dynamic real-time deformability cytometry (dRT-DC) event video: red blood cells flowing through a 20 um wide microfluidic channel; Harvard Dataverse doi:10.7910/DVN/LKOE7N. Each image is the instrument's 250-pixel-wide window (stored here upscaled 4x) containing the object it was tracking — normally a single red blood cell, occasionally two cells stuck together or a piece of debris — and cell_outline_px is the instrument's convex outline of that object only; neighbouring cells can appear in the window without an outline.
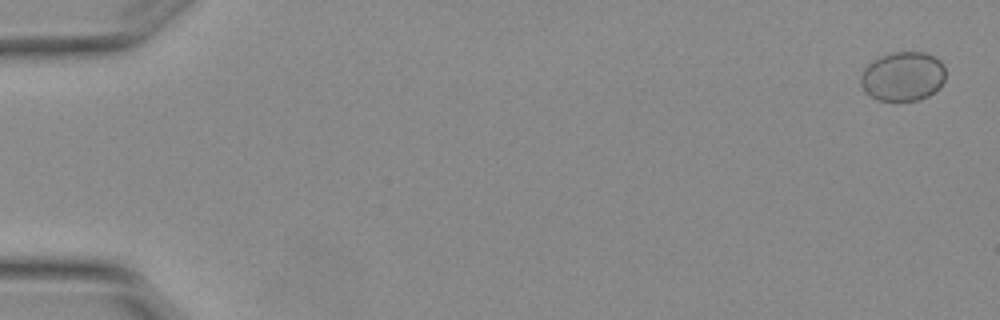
{"species": "Egyptian fruit bat (a non-hibernating species)", "species_latin": "Rousettus aegyptiacus", "temperature_condition": "warm", "stored_images_in_passage": 5, "camera_frame_rate_fps": 3000, "um_per_image_px": 0.085, "animal": {"sex": "female"}, "frame": {"image": 1, "passage_image": 1, "time_ms": 0.0, "image_size_px": [1000, 320], "cell_outline_px": [[944, 80], [940, 88], [936, 92], [920, 100], [876, 100], [868, 96], [864, 92], [860, 84], [860, 76], [864, 68], [872, 60], [880, 56], [892, 52], [924, 52], [940, 60], [944, 64]], "centroid_in_image_um": [76.72, 6.5], "position_along_channel_um": 8.3, "area_um2": 24.74}}
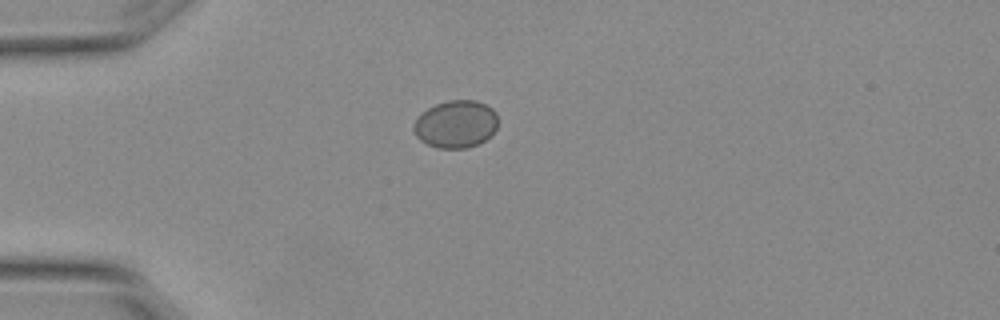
{"frame": {"image": 2, "passage_image": 4, "time_ms": 1.0, "image_size_px": [1000, 320], "cell_outline_px": [[496, 128], [484, 140], [468, 148], [436, 148], [420, 140], [416, 136], [412, 128], [412, 124], [428, 108], [436, 104], [448, 100], [476, 100], [492, 108], [496, 112]], "centroid_in_image_um": [38.72, 10.55], "position_along_channel_um": 46.3, "area_um2": 23.12}}